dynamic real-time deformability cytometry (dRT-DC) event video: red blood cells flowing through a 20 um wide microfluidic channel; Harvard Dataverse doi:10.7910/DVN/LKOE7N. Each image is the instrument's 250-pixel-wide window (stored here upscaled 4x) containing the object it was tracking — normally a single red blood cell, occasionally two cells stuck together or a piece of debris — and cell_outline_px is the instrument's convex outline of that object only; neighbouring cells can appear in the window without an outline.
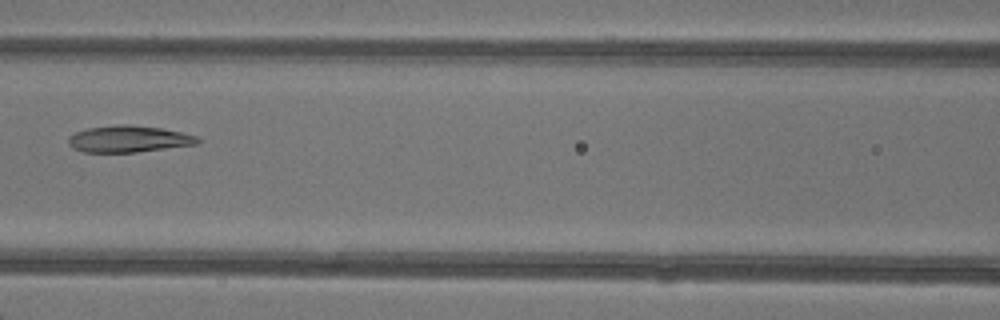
{"species": "common noctule bat (a hibernating species)", "species_latin": "Nyctalus noctula", "temperature_condition": "warm", "stored_images_in_passage": 6, "camera_frame_rate_fps": 3000, "um_per_image_px": 0.085, "animal": {"sex": "female"}, "frame": {"image": 1, "passage_image": 6, "time_ms": 6.667, "image_size_px": [1000, 320], "cell_outline_px": [[200, 144], [136, 152], [84, 152], [72, 148], [68, 144], [68, 136], [76, 132], [88, 128], [120, 124], [128, 124], [160, 128], [180, 132], [196, 136], [200, 140]], "centroid_in_image_um": [10.92, 11.82], "position_along_channel_um": 155.7, "area_um2": 20.06}}